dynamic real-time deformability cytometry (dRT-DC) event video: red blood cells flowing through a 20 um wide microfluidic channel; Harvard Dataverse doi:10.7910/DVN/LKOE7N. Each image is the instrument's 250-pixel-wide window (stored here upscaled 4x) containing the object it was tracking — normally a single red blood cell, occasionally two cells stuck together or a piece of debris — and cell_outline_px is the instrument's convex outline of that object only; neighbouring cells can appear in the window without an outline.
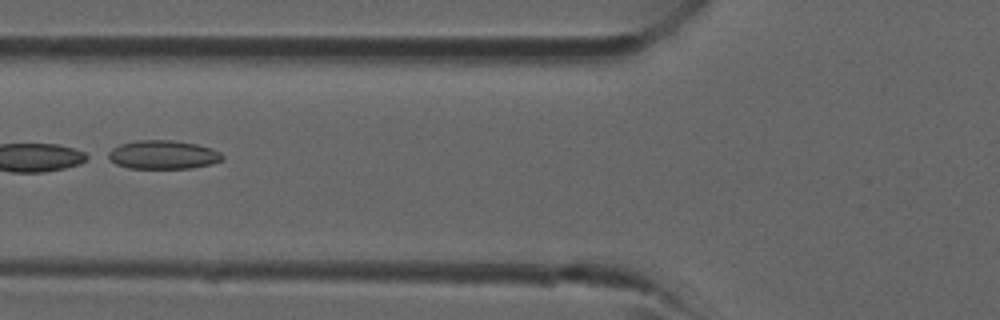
{"species": "common noctule bat (a hibernating species)", "species_latin": "Nyctalus noctula", "temperature_condition": "room temperature", "stored_images_in_passage": 26, "camera_frame_rate_fps": 3000, "um_per_image_px": 0.085, "animal": {"sex": "male", "forearm_length_mm": 52.5}, "frame": {"image": 1, "passage_image": 5, "time_ms": 1.333, "image_size_px": [1000, 320], "cell_outline_px": [[224, 160], [212, 164], [192, 168], [128, 168], [116, 164], [104, 156], [112, 148], [120, 144], [136, 140], [176, 140], [196, 144], [212, 148], [220, 152], [224, 156]], "centroid_in_image_um": [13.86, 13.15], "position_along_channel_um": 111.9, "area_um2": 19.36}}